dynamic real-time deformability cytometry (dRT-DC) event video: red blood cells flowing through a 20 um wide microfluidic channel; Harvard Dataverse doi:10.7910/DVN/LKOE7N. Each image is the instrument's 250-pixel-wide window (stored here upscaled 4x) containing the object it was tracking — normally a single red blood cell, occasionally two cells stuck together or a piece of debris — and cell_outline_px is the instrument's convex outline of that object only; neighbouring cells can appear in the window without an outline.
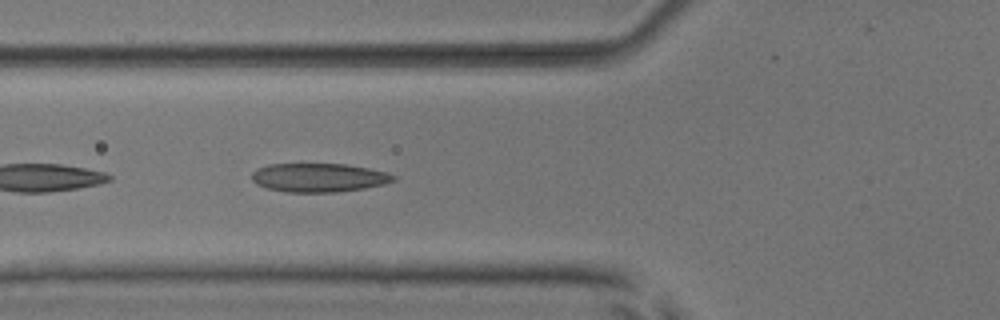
{"species": "common noctule bat (a hibernating species)", "species_latin": "Nyctalus noctula", "temperature_condition": "room temperature", "stored_images_in_passage": 3, "camera_frame_rate_fps": 3000, "um_per_image_px": 0.085, "animal": {"sex": "male", "body_mass_g": 17.9, "forearm_length_mm": 54.2}, "frame": {"image": 1, "passage_image": 3, "time_ms": 2.333, "image_size_px": [1000, 320], "cell_outline_px": [[396, 180], [384, 184], [364, 188], [336, 192], [284, 192], [268, 188], [256, 184], [252, 180], [252, 172], [256, 168], [268, 164], [344, 164], [368, 168], [388, 172], [396, 176]], "centroid_in_image_um": [27.09, 15.09], "position_along_channel_um": 98.7, "area_um2": 23.81}}